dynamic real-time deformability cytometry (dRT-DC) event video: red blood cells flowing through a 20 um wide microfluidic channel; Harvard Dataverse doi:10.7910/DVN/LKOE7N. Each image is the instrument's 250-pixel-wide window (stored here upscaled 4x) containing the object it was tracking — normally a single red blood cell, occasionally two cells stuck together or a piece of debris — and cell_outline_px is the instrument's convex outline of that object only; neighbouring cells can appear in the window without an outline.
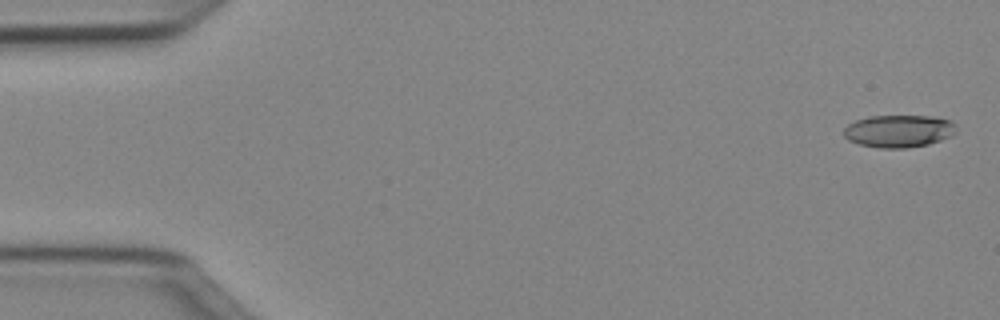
{"species": "Egyptian fruit bat (a non-hibernating species)", "species_latin": "Rousettus aegyptiacus", "temperature_condition": "cold", "stored_images_in_passage": 51, "camera_frame_rate_fps": 3000, "um_per_image_px": 0.085, "animal": {"sex": "female"}, "frame": {"image": 1, "passage_image": 2, "time_ms": 0.333, "image_size_px": [1000, 320], "cell_outline_px": [[956, 132], [952, 136], [928, 144], [908, 148], [880, 148], [860, 144], [848, 140], [844, 136], [844, 128], [848, 124], [856, 120], [868, 116], [932, 116], [952, 120], [956, 124]], "centroid_in_image_um": [76.42, 11.13], "position_along_channel_um": 8.6, "area_um2": 21.44}}
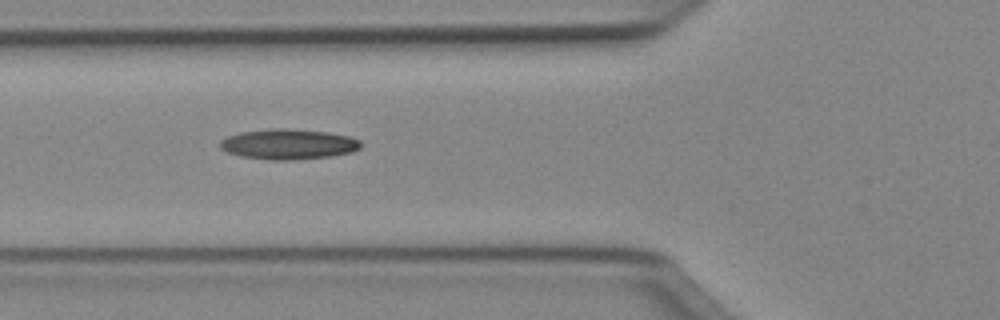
{"frame": {"image": 2, "passage_image": 19, "time_ms": 6.0, "image_size_px": [1000, 320], "cell_outline_px": [[360, 148], [352, 152], [328, 156], [296, 160], [268, 160], [240, 156], [228, 152], [220, 148], [220, 140], [228, 136], [240, 132], [276, 128], [288, 128], [328, 132], [348, 136], [360, 140]], "centroid_in_image_um": [24.5, 12.25], "position_along_channel_um": 101.3, "area_um2": 24.85}}
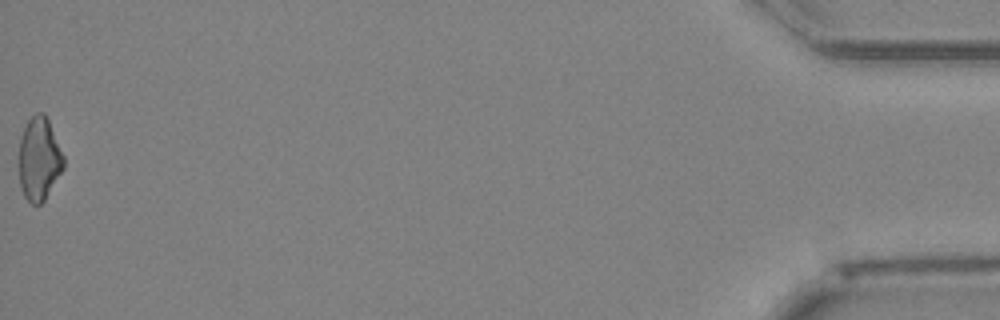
{"frame": {"image": 3, "passage_image": 51, "time_ms": 16.667, "image_size_px": [1000, 320], "cell_outline_px": [[64, 168], [44, 200], [40, 204], [32, 204], [24, 196], [20, 188], [20, 136], [28, 120], [36, 112], [44, 112], [48, 120], [64, 156]], "centroid_in_image_um": [3.33, 13.5], "position_along_channel_um": 431.9, "area_um2": 21.44}, "authors_computed_cell_mechanics": {"area_um2": 22.253, "velocity_mm_per_s": 4.041, "shape_relaxation_time_tau1_ms": null, "shape_relaxation_time_tau2_ms": 10.0672, "deformation_change_tau1": null, "deformation_change_tau2": 0.2268}}